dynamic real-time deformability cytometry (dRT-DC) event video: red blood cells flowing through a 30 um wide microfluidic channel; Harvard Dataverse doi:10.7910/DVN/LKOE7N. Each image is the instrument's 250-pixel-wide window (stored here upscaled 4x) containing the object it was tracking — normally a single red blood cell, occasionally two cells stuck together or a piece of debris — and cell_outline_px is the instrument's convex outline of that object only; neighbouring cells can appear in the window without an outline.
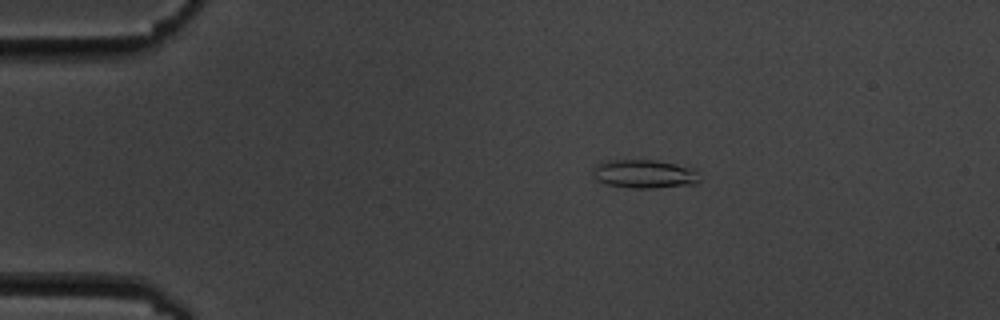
{"species": "common noctule bat (a hibernating species)", "species_latin": "Nyctalus noctula", "temperature_condition": "cold", "stored_images_in_passage": 4, "camera_frame_rate_fps": 3000, "um_per_image_px": 0.085, "animal": {"sex": "male", "body_mass_g": 19.5, "forearm_length_mm": 54.6}, "frame": {"image": 1, "passage_image": 1, "time_ms": 0.0, "image_size_px": [1000, 320], "cell_outline_px": [[700, 180], [696, 184], [656, 188], [632, 188], [608, 184], [596, 180], [592, 176], [592, 168], [596, 164], [608, 160], [656, 160], [676, 164], [692, 168]], "centroid_in_image_um": [54.72, 14.78], "position_along_channel_um": 30.3, "area_um2": 17.8}}